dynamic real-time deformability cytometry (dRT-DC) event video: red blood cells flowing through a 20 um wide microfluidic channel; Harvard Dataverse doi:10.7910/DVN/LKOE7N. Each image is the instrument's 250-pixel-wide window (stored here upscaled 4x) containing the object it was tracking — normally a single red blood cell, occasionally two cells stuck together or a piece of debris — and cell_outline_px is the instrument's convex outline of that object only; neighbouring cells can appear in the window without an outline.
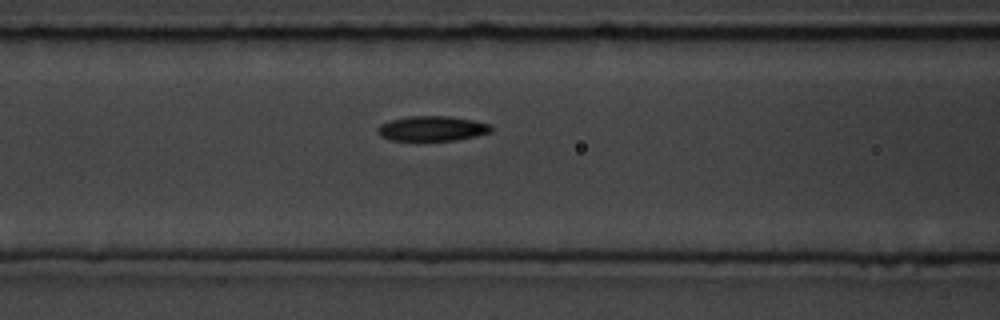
{"species": "common noctule bat (a hibernating species)", "species_latin": "Nyctalus noctula", "temperature_condition": "room temperature", "stored_images_in_passage": 7, "camera_frame_rate_fps": 3000, "um_per_image_px": 0.085, "animal": {"sex": "male", "body_mass_g": 19.5, "forearm_length_mm": 54.6}, "frame": {"image": 1, "passage_image": 7, "time_ms": 2.0, "image_size_px": [1000, 320], "cell_outline_px": [[492, 132], [476, 136], [456, 140], [420, 144], [388, 140], [380, 136], [376, 132], [376, 128], [380, 124], [388, 120], [408, 116], [448, 116], [472, 120], [492, 124]], "centroid_in_image_um": [36.65, 10.98], "position_along_channel_um": 130.0, "area_um2": 17.69}}